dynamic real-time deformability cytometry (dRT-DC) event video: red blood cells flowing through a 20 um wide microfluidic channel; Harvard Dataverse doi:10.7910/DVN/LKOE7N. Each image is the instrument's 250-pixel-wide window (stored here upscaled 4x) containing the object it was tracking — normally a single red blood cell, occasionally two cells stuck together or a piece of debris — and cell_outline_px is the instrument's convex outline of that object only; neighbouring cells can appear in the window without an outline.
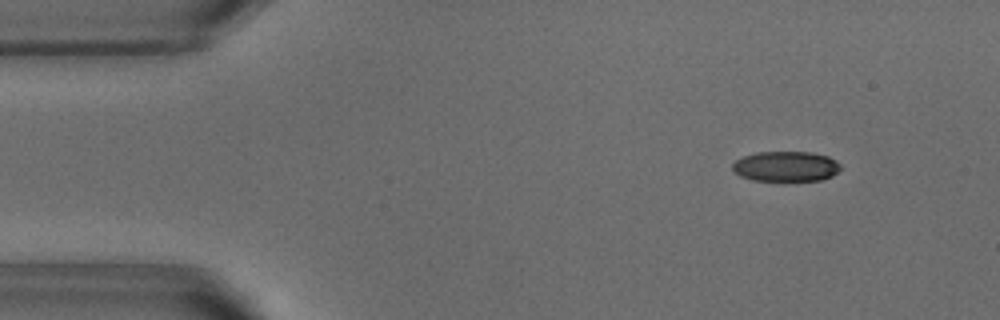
{"species": "common noctule bat (a hibernating species)", "species_latin": "Nyctalus noctula", "temperature_condition": "warm", "stored_images_in_passage": 52, "camera_frame_rate_fps": 3000, "um_per_image_px": 0.085, "animal": {"sex": "male", "body_mass_g": 18.8}, "frame": {"image": 1, "passage_image": 6, "time_ms": 1.667, "image_size_px": [1000, 320], "cell_outline_px": [[840, 168], [832, 176], [820, 180], [752, 180], [740, 176], [732, 168], [732, 164], [736, 160], [744, 156], [756, 152], [812, 152], [828, 156], [836, 160], [840, 164]], "centroid_in_image_um": [66.8, 14.13], "position_along_channel_um": 18.2, "area_um2": 18.9}}
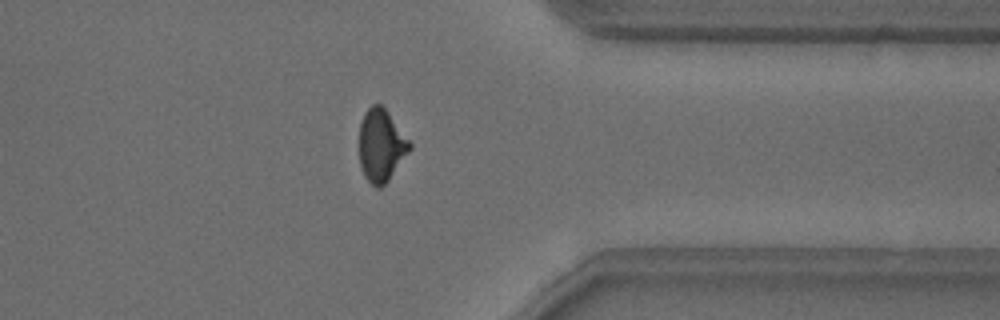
{"frame": {"image": 2, "passage_image": 41, "time_ms": 13.333, "image_size_px": [1000, 320], "cell_outline_px": [[412, 148], [388, 180], [380, 188], [376, 188], [364, 176], [360, 168], [360, 124], [364, 112], [372, 104], [380, 104], [384, 108], [412, 144]], "centroid_in_image_um": [32.39, 12.37], "position_along_channel_um": 379.0, "area_um2": 21.04}}
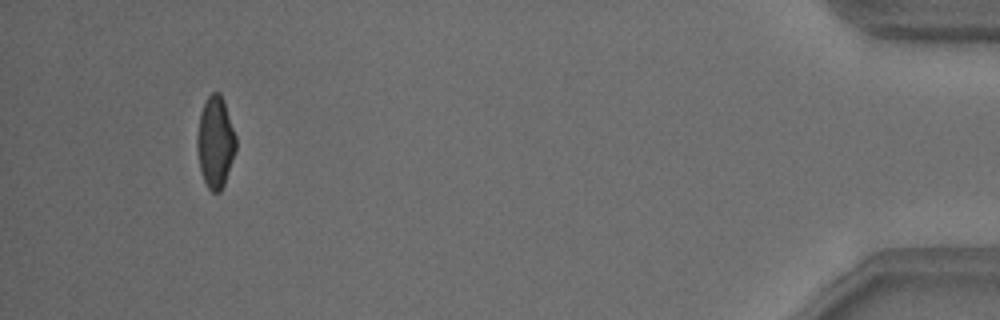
{"frame": {"image": 3, "passage_image": 49, "time_ms": 16.0, "image_size_px": [1000, 320], "cell_outline_px": [[236, 148], [224, 184], [220, 192], [212, 192], [208, 188], [200, 172], [196, 148], [196, 136], [200, 112], [208, 96], [212, 92], [220, 92], [224, 100], [236, 136]], "centroid_in_image_um": [18.28, 12.07], "position_along_channel_um": 416.9, "area_um2": 20.81}, "authors_computed_cell_mechanics": {"area_um2": 21.3282, "velocity_mm_per_s": 3.8633, "shape_relaxation_time_tau1_ms": 3.6675, "shape_relaxation_time_tau2_ms": 1.198, "deformation_change_tau1": 0.1457, "deformation_change_tau2": 0.0592}}